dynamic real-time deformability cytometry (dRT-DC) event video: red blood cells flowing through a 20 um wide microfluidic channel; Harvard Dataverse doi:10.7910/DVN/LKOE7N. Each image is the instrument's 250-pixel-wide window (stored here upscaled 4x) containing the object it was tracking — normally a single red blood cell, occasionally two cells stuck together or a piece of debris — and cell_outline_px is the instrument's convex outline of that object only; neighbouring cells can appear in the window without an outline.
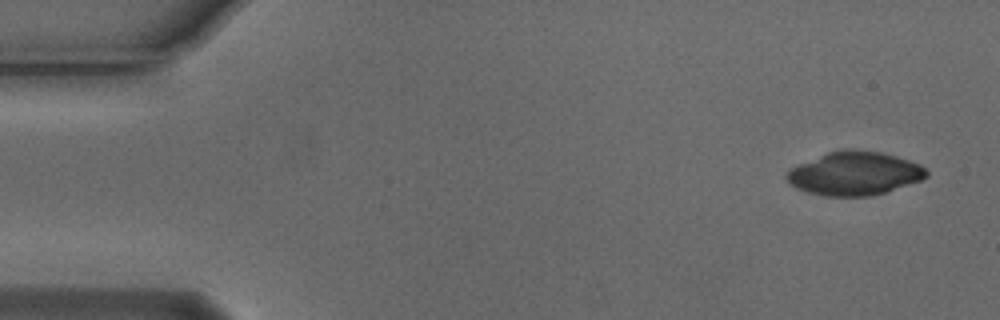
{"species": "Egyptian fruit bat (a non-hibernating species)", "species_latin": "Rousettus aegyptiacus", "temperature_condition": "cold", "stored_images_in_passage": 5, "camera_frame_rate_fps": 3000, "um_per_image_px": 0.085, "animal": {"sex": "male"}, "frame": {"image": 1, "passage_image": 1, "time_ms": 0.0, "image_size_px": [1000, 320], "cell_outline_px": [[928, 176], [920, 180], [872, 196], [828, 196], [808, 192], [796, 188], [788, 184], [784, 176], [796, 164], [828, 152], [840, 148], [856, 148], [880, 152], [896, 156], [920, 164], [928, 172]], "centroid_in_image_um": [72.59, 14.72], "position_along_channel_um": 12.4, "area_um2": 35.6}}